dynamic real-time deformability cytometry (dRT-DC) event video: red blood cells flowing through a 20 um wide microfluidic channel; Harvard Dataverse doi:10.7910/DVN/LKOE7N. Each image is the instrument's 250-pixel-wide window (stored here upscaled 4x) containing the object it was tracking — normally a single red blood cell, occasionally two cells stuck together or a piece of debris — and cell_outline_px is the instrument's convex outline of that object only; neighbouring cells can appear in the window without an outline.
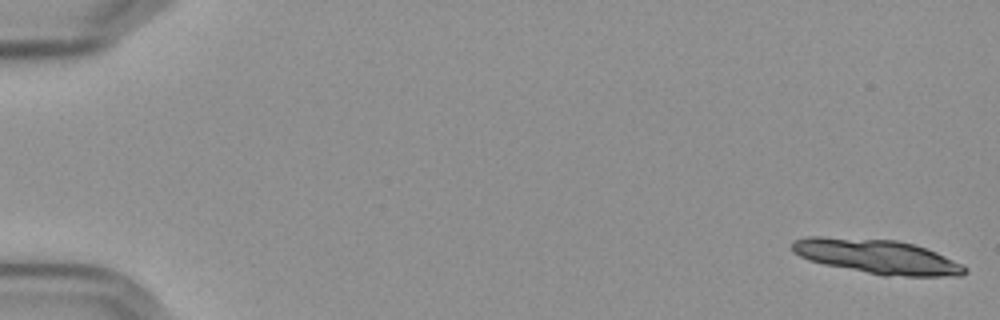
{"species": "Egyptian fruit bat (a non-hibernating species)", "species_latin": "Rousettus aegyptiacus", "temperature_condition": "cold", "stored_images_in_passage": 16, "camera_frame_rate_fps": 3000, "um_per_image_px": 0.085, "frame": {"image": 1, "passage_image": 1, "time_ms": 0.0, "image_size_px": [1000, 320], "cell_outline_px": [[968, 272], [960, 276], [884, 276], [824, 264], [808, 260], [792, 252], [792, 240], [808, 236], [820, 236], [896, 240], [912, 244], [936, 252], [968, 268]], "centroid_in_image_um": [74.51, 21.81], "position_along_channel_um": 10.5, "area_um2": 34.56}}